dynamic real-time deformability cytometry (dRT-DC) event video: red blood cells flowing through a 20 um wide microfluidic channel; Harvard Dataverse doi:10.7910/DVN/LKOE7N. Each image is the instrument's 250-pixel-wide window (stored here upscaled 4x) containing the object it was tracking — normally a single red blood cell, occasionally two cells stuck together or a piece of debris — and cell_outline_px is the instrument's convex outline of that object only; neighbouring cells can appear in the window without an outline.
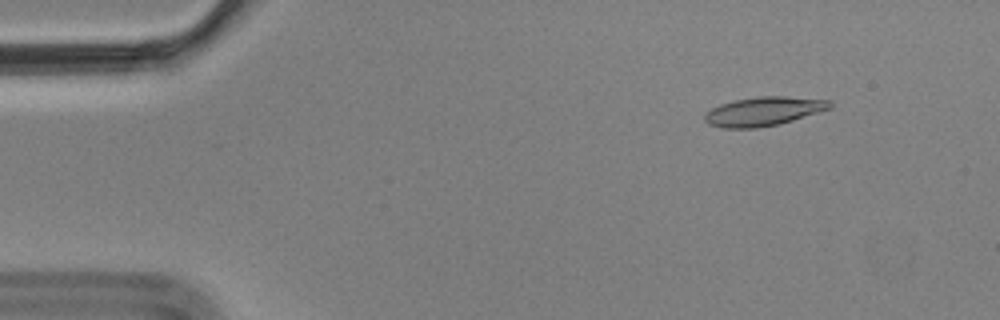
{"species": "Egyptian fruit bat (a non-hibernating species)", "species_latin": "Rousettus aegyptiacus", "temperature_condition": "cold", "stored_images_in_passage": 4, "camera_frame_rate_fps": 3000, "um_per_image_px": 0.085, "animal": {"sex": "male"}, "frame": {"image": 1, "passage_image": 4, "time_ms": 1.0, "image_size_px": [1000, 320], "cell_outline_px": [[832, 108], [780, 124], [756, 128], [720, 128], [708, 124], [704, 120], [704, 112], [720, 104], [736, 100], [756, 96], [784, 96], [832, 100]], "centroid_in_image_um": [64.89, 9.46], "position_along_channel_um": 20.1, "area_um2": 21.33}}